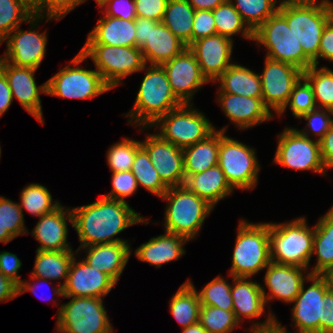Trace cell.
<instances>
[{
	"mask_svg": "<svg viewBox=\"0 0 333 333\" xmlns=\"http://www.w3.org/2000/svg\"><path fill=\"white\" fill-rule=\"evenodd\" d=\"M212 13L215 20L216 34L232 39V35L242 31L243 37L253 40V32L248 26H245L246 24L230 0H226L212 10Z\"/></svg>",
	"mask_w": 333,
	"mask_h": 333,
	"instance_id": "cell-39",
	"label": "cell"
},
{
	"mask_svg": "<svg viewBox=\"0 0 333 333\" xmlns=\"http://www.w3.org/2000/svg\"><path fill=\"white\" fill-rule=\"evenodd\" d=\"M187 241L184 236L165 232L137 247L135 254L140 261L161 267L162 264L178 260L185 253L182 245Z\"/></svg>",
	"mask_w": 333,
	"mask_h": 333,
	"instance_id": "cell-28",
	"label": "cell"
},
{
	"mask_svg": "<svg viewBox=\"0 0 333 333\" xmlns=\"http://www.w3.org/2000/svg\"><path fill=\"white\" fill-rule=\"evenodd\" d=\"M276 4L277 0H273ZM317 0H283L278 7V9L286 7H297V6H308L316 3Z\"/></svg>",
	"mask_w": 333,
	"mask_h": 333,
	"instance_id": "cell-63",
	"label": "cell"
},
{
	"mask_svg": "<svg viewBox=\"0 0 333 333\" xmlns=\"http://www.w3.org/2000/svg\"><path fill=\"white\" fill-rule=\"evenodd\" d=\"M0 70L7 78L13 98L16 97L21 106L43 124L40 93L47 94V82L36 85L34 73L37 69L15 66L0 57Z\"/></svg>",
	"mask_w": 333,
	"mask_h": 333,
	"instance_id": "cell-18",
	"label": "cell"
},
{
	"mask_svg": "<svg viewBox=\"0 0 333 333\" xmlns=\"http://www.w3.org/2000/svg\"><path fill=\"white\" fill-rule=\"evenodd\" d=\"M260 77L263 103L277 114L286 106L295 85L303 78V71L289 63L266 57Z\"/></svg>",
	"mask_w": 333,
	"mask_h": 333,
	"instance_id": "cell-15",
	"label": "cell"
},
{
	"mask_svg": "<svg viewBox=\"0 0 333 333\" xmlns=\"http://www.w3.org/2000/svg\"><path fill=\"white\" fill-rule=\"evenodd\" d=\"M195 9L187 0H168L162 23L187 47L192 43Z\"/></svg>",
	"mask_w": 333,
	"mask_h": 333,
	"instance_id": "cell-34",
	"label": "cell"
},
{
	"mask_svg": "<svg viewBox=\"0 0 333 333\" xmlns=\"http://www.w3.org/2000/svg\"><path fill=\"white\" fill-rule=\"evenodd\" d=\"M303 77L312 86L315 104L321 109L333 111V71L327 67L317 68L313 65L303 71Z\"/></svg>",
	"mask_w": 333,
	"mask_h": 333,
	"instance_id": "cell-40",
	"label": "cell"
},
{
	"mask_svg": "<svg viewBox=\"0 0 333 333\" xmlns=\"http://www.w3.org/2000/svg\"><path fill=\"white\" fill-rule=\"evenodd\" d=\"M21 261L17 256L8 251H2L0 253V272L19 284L22 280L18 274V270L21 268Z\"/></svg>",
	"mask_w": 333,
	"mask_h": 333,
	"instance_id": "cell-54",
	"label": "cell"
},
{
	"mask_svg": "<svg viewBox=\"0 0 333 333\" xmlns=\"http://www.w3.org/2000/svg\"><path fill=\"white\" fill-rule=\"evenodd\" d=\"M13 100L5 74L0 70V117L8 110Z\"/></svg>",
	"mask_w": 333,
	"mask_h": 333,
	"instance_id": "cell-59",
	"label": "cell"
},
{
	"mask_svg": "<svg viewBox=\"0 0 333 333\" xmlns=\"http://www.w3.org/2000/svg\"><path fill=\"white\" fill-rule=\"evenodd\" d=\"M170 312L183 328L199 322L201 302L190 280L182 284L170 301Z\"/></svg>",
	"mask_w": 333,
	"mask_h": 333,
	"instance_id": "cell-36",
	"label": "cell"
},
{
	"mask_svg": "<svg viewBox=\"0 0 333 333\" xmlns=\"http://www.w3.org/2000/svg\"><path fill=\"white\" fill-rule=\"evenodd\" d=\"M195 10H214L226 0H187Z\"/></svg>",
	"mask_w": 333,
	"mask_h": 333,
	"instance_id": "cell-62",
	"label": "cell"
},
{
	"mask_svg": "<svg viewBox=\"0 0 333 333\" xmlns=\"http://www.w3.org/2000/svg\"><path fill=\"white\" fill-rule=\"evenodd\" d=\"M319 57L333 61V19L324 28L319 46L318 59Z\"/></svg>",
	"mask_w": 333,
	"mask_h": 333,
	"instance_id": "cell-56",
	"label": "cell"
},
{
	"mask_svg": "<svg viewBox=\"0 0 333 333\" xmlns=\"http://www.w3.org/2000/svg\"><path fill=\"white\" fill-rule=\"evenodd\" d=\"M156 21L147 18L137 17L135 19L136 28V47H141L148 39L149 25H153Z\"/></svg>",
	"mask_w": 333,
	"mask_h": 333,
	"instance_id": "cell-60",
	"label": "cell"
},
{
	"mask_svg": "<svg viewBox=\"0 0 333 333\" xmlns=\"http://www.w3.org/2000/svg\"><path fill=\"white\" fill-rule=\"evenodd\" d=\"M306 280L313 283L306 290L304 282L292 303V316L298 333H323V313L327 288L319 274L307 273Z\"/></svg>",
	"mask_w": 333,
	"mask_h": 333,
	"instance_id": "cell-14",
	"label": "cell"
},
{
	"mask_svg": "<svg viewBox=\"0 0 333 333\" xmlns=\"http://www.w3.org/2000/svg\"><path fill=\"white\" fill-rule=\"evenodd\" d=\"M161 66L166 72L174 95L183 104H190L194 92L209 82L188 47Z\"/></svg>",
	"mask_w": 333,
	"mask_h": 333,
	"instance_id": "cell-17",
	"label": "cell"
},
{
	"mask_svg": "<svg viewBox=\"0 0 333 333\" xmlns=\"http://www.w3.org/2000/svg\"><path fill=\"white\" fill-rule=\"evenodd\" d=\"M199 323L208 333H230L239 324L233 311L207 305H201Z\"/></svg>",
	"mask_w": 333,
	"mask_h": 333,
	"instance_id": "cell-44",
	"label": "cell"
},
{
	"mask_svg": "<svg viewBox=\"0 0 333 333\" xmlns=\"http://www.w3.org/2000/svg\"><path fill=\"white\" fill-rule=\"evenodd\" d=\"M27 233L19 203L0 197V242H10L18 235Z\"/></svg>",
	"mask_w": 333,
	"mask_h": 333,
	"instance_id": "cell-42",
	"label": "cell"
},
{
	"mask_svg": "<svg viewBox=\"0 0 333 333\" xmlns=\"http://www.w3.org/2000/svg\"><path fill=\"white\" fill-rule=\"evenodd\" d=\"M269 317H267L265 322L262 323H256L251 327L252 333H288L286 329H284L283 326L280 325L279 322H277L274 314L272 313L268 314Z\"/></svg>",
	"mask_w": 333,
	"mask_h": 333,
	"instance_id": "cell-57",
	"label": "cell"
},
{
	"mask_svg": "<svg viewBox=\"0 0 333 333\" xmlns=\"http://www.w3.org/2000/svg\"><path fill=\"white\" fill-rule=\"evenodd\" d=\"M84 1H86V0H84ZM98 4L100 3V2H102L103 0H95Z\"/></svg>",
	"mask_w": 333,
	"mask_h": 333,
	"instance_id": "cell-68",
	"label": "cell"
},
{
	"mask_svg": "<svg viewBox=\"0 0 333 333\" xmlns=\"http://www.w3.org/2000/svg\"><path fill=\"white\" fill-rule=\"evenodd\" d=\"M115 284L107 274L91 267L85 260L76 262L74 257L63 286V296L102 298Z\"/></svg>",
	"mask_w": 333,
	"mask_h": 333,
	"instance_id": "cell-20",
	"label": "cell"
},
{
	"mask_svg": "<svg viewBox=\"0 0 333 333\" xmlns=\"http://www.w3.org/2000/svg\"><path fill=\"white\" fill-rule=\"evenodd\" d=\"M288 105L296 118L317 108L312 86L304 77L295 85L286 106L278 113L280 116Z\"/></svg>",
	"mask_w": 333,
	"mask_h": 333,
	"instance_id": "cell-47",
	"label": "cell"
},
{
	"mask_svg": "<svg viewBox=\"0 0 333 333\" xmlns=\"http://www.w3.org/2000/svg\"><path fill=\"white\" fill-rule=\"evenodd\" d=\"M188 48L193 52L208 81H215L232 64V39L215 34L192 42Z\"/></svg>",
	"mask_w": 333,
	"mask_h": 333,
	"instance_id": "cell-19",
	"label": "cell"
},
{
	"mask_svg": "<svg viewBox=\"0 0 333 333\" xmlns=\"http://www.w3.org/2000/svg\"><path fill=\"white\" fill-rule=\"evenodd\" d=\"M85 261L93 268L107 274L115 283L124 270L130 257V244L127 242L96 244L88 247Z\"/></svg>",
	"mask_w": 333,
	"mask_h": 333,
	"instance_id": "cell-26",
	"label": "cell"
},
{
	"mask_svg": "<svg viewBox=\"0 0 333 333\" xmlns=\"http://www.w3.org/2000/svg\"><path fill=\"white\" fill-rule=\"evenodd\" d=\"M36 259L30 279L48 282L49 280L64 279V283L54 294L63 296V286L66 284L69 268L74 259L72 250L68 251H41L36 250Z\"/></svg>",
	"mask_w": 333,
	"mask_h": 333,
	"instance_id": "cell-29",
	"label": "cell"
},
{
	"mask_svg": "<svg viewBox=\"0 0 333 333\" xmlns=\"http://www.w3.org/2000/svg\"><path fill=\"white\" fill-rule=\"evenodd\" d=\"M168 0H134L137 17L162 22Z\"/></svg>",
	"mask_w": 333,
	"mask_h": 333,
	"instance_id": "cell-53",
	"label": "cell"
},
{
	"mask_svg": "<svg viewBox=\"0 0 333 333\" xmlns=\"http://www.w3.org/2000/svg\"><path fill=\"white\" fill-rule=\"evenodd\" d=\"M216 34L215 20L211 10H195L192 42Z\"/></svg>",
	"mask_w": 333,
	"mask_h": 333,
	"instance_id": "cell-52",
	"label": "cell"
},
{
	"mask_svg": "<svg viewBox=\"0 0 333 333\" xmlns=\"http://www.w3.org/2000/svg\"><path fill=\"white\" fill-rule=\"evenodd\" d=\"M138 186L141 185L150 193L158 197L167 191L168 187L162 182L157 170L153 167L146 150L141 146L136 154L131 167Z\"/></svg>",
	"mask_w": 333,
	"mask_h": 333,
	"instance_id": "cell-38",
	"label": "cell"
},
{
	"mask_svg": "<svg viewBox=\"0 0 333 333\" xmlns=\"http://www.w3.org/2000/svg\"><path fill=\"white\" fill-rule=\"evenodd\" d=\"M319 143L324 168H333V125L319 140Z\"/></svg>",
	"mask_w": 333,
	"mask_h": 333,
	"instance_id": "cell-55",
	"label": "cell"
},
{
	"mask_svg": "<svg viewBox=\"0 0 333 333\" xmlns=\"http://www.w3.org/2000/svg\"><path fill=\"white\" fill-rule=\"evenodd\" d=\"M17 30V31H16ZM6 40L7 50L4 52V61L15 66L32 67L38 69L46 53L47 34L35 30L27 32L17 27Z\"/></svg>",
	"mask_w": 333,
	"mask_h": 333,
	"instance_id": "cell-21",
	"label": "cell"
},
{
	"mask_svg": "<svg viewBox=\"0 0 333 333\" xmlns=\"http://www.w3.org/2000/svg\"><path fill=\"white\" fill-rule=\"evenodd\" d=\"M72 298L58 310L56 330L60 333H113L103 298Z\"/></svg>",
	"mask_w": 333,
	"mask_h": 333,
	"instance_id": "cell-10",
	"label": "cell"
},
{
	"mask_svg": "<svg viewBox=\"0 0 333 333\" xmlns=\"http://www.w3.org/2000/svg\"><path fill=\"white\" fill-rule=\"evenodd\" d=\"M112 185L111 193L102 196L119 201H125L124 198L130 197L138 188L137 180L131 170L112 172Z\"/></svg>",
	"mask_w": 333,
	"mask_h": 333,
	"instance_id": "cell-49",
	"label": "cell"
},
{
	"mask_svg": "<svg viewBox=\"0 0 333 333\" xmlns=\"http://www.w3.org/2000/svg\"><path fill=\"white\" fill-rule=\"evenodd\" d=\"M64 209L66 208L60 205L53 212L39 217V221L31 233L41 243L37 250H72L69 243H67L68 228L66 219L68 218L73 227V213L71 209Z\"/></svg>",
	"mask_w": 333,
	"mask_h": 333,
	"instance_id": "cell-23",
	"label": "cell"
},
{
	"mask_svg": "<svg viewBox=\"0 0 333 333\" xmlns=\"http://www.w3.org/2000/svg\"><path fill=\"white\" fill-rule=\"evenodd\" d=\"M220 131L218 165L225 178L234 189H253L257 184L259 165L254 149L225 136L226 129Z\"/></svg>",
	"mask_w": 333,
	"mask_h": 333,
	"instance_id": "cell-11",
	"label": "cell"
},
{
	"mask_svg": "<svg viewBox=\"0 0 333 333\" xmlns=\"http://www.w3.org/2000/svg\"><path fill=\"white\" fill-rule=\"evenodd\" d=\"M330 113L333 114V111L330 109L322 108V110H320V108H316L304 113L299 118H304L308 121V130H311L312 134L314 133L319 141L333 125V118L331 119Z\"/></svg>",
	"mask_w": 333,
	"mask_h": 333,
	"instance_id": "cell-50",
	"label": "cell"
},
{
	"mask_svg": "<svg viewBox=\"0 0 333 333\" xmlns=\"http://www.w3.org/2000/svg\"><path fill=\"white\" fill-rule=\"evenodd\" d=\"M73 227L78 233L80 247L96 244L127 242L113 236L134 224L142 223L139 216L126 201H119L101 196L94 203L73 208Z\"/></svg>",
	"mask_w": 333,
	"mask_h": 333,
	"instance_id": "cell-1",
	"label": "cell"
},
{
	"mask_svg": "<svg viewBox=\"0 0 333 333\" xmlns=\"http://www.w3.org/2000/svg\"><path fill=\"white\" fill-rule=\"evenodd\" d=\"M230 1L253 33L278 11L273 0H235V3Z\"/></svg>",
	"mask_w": 333,
	"mask_h": 333,
	"instance_id": "cell-41",
	"label": "cell"
},
{
	"mask_svg": "<svg viewBox=\"0 0 333 333\" xmlns=\"http://www.w3.org/2000/svg\"><path fill=\"white\" fill-rule=\"evenodd\" d=\"M87 57H91L96 70L112 89L121 84L122 78L144 70L147 65L139 47L104 44H85L71 64L77 66Z\"/></svg>",
	"mask_w": 333,
	"mask_h": 333,
	"instance_id": "cell-3",
	"label": "cell"
},
{
	"mask_svg": "<svg viewBox=\"0 0 333 333\" xmlns=\"http://www.w3.org/2000/svg\"><path fill=\"white\" fill-rule=\"evenodd\" d=\"M226 116L239 129H246L273 117L262 97H245L237 94L220 93L218 99Z\"/></svg>",
	"mask_w": 333,
	"mask_h": 333,
	"instance_id": "cell-24",
	"label": "cell"
},
{
	"mask_svg": "<svg viewBox=\"0 0 333 333\" xmlns=\"http://www.w3.org/2000/svg\"><path fill=\"white\" fill-rule=\"evenodd\" d=\"M270 262L269 223L253 224L241 220L229 276L250 278Z\"/></svg>",
	"mask_w": 333,
	"mask_h": 333,
	"instance_id": "cell-6",
	"label": "cell"
},
{
	"mask_svg": "<svg viewBox=\"0 0 333 333\" xmlns=\"http://www.w3.org/2000/svg\"><path fill=\"white\" fill-rule=\"evenodd\" d=\"M20 199L19 206L22 213L25 208L28 213L38 217L53 212L61 205L58 201L52 204V196L48 189L35 183L23 188Z\"/></svg>",
	"mask_w": 333,
	"mask_h": 333,
	"instance_id": "cell-43",
	"label": "cell"
},
{
	"mask_svg": "<svg viewBox=\"0 0 333 333\" xmlns=\"http://www.w3.org/2000/svg\"><path fill=\"white\" fill-rule=\"evenodd\" d=\"M220 131L215 130L205 140L183 150L185 179L218 165Z\"/></svg>",
	"mask_w": 333,
	"mask_h": 333,
	"instance_id": "cell-32",
	"label": "cell"
},
{
	"mask_svg": "<svg viewBox=\"0 0 333 333\" xmlns=\"http://www.w3.org/2000/svg\"><path fill=\"white\" fill-rule=\"evenodd\" d=\"M231 295L233 312L238 322L241 317H261L266 305L260 284L248 281L245 277H233Z\"/></svg>",
	"mask_w": 333,
	"mask_h": 333,
	"instance_id": "cell-30",
	"label": "cell"
},
{
	"mask_svg": "<svg viewBox=\"0 0 333 333\" xmlns=\"http://www.w3.org/2000/svg\"><path fill=\"white\" fill-rule=\"evenodd\" d=\"M190 106V104H182L159 117L151 125L160 126L161 131L157 134L181 149L205 140L215 131V127L205 115Z\"/></svg>",
	"mask_w": 333,
	"mask_h": 333,
	"instance_id": "cell-9",
	"label": "cell"
},
{
	"mask_svg": "<svg viewBox=\"0 0 333 333\" xmlns=\"http://www.w3.org/2000/svg\"><path fill=\"white\" fill-rule=\"evenodd\" d=\"M18 296V284L0 272V302L12 300Z\"/></svg>",
	"mask_w": 333,
	"mask_h": 333,
	"instance_id": "cell-58",
	"label": "cell"
},
{
	"mask_svg": "<svg viewBox=\"0 0 333 333\" xmlns=\"http://www.w3.org/2000/svg\"><path fill=\"white\" fill-rule=\"evenodd\" d=\"M37 287V285H31L30 283H27V281H21L18 284V296H20L21 294H23L25 291H31L35 294V291L33 289H35Z\"/></svg>",
	"mask_w": 333,
	"mask_h": 333,
	"instance_id": "cell-66",
	"label": "cell"
},
{
	"mask_svg": "<svg viewBox=\"0 0 333 333\" xmlns=\"http://www.w3.org/2000/svg\"><path fill=\"white\" fill-rule=\"evenodd\" d=\"M183 103L174 95L166 72L161 65H150L142 80L133 109L126 115L137 125H151Z\"/></svg>",
	"mask_w": 333,
	"mask_h": 333,
	"instance_id": "cell-2",
	"label": "cell"
},
{
	"mask_svg": "<svg viewBox=\"0 0 333 333\" xmlns=\"http://www.w3.org/2000/svg\"><path fill=\"white\" fill-rule=\"evenodd\" d=\"M294 35L299 39L304 54L318 65L321 37L325 26L333 19V5L328 0L308 6L278 9Z\"/></svg>",
	"mask_w": 333,
	"mask_h": 333,
	"instance_id": "cell-7",
	"label": "cell"
},
{
	"mask_svg": "<svg viewBox=\"0 0 333 333\" xmlns=\"http://www.w3.org/2000/svg\"><path fill=\"white\" fill-rule=\"evenodd\" d=\"M317 264L310 274L333 269V206L314 227L313 251Z\"/></svg>",
	"mask_w": 333,
	"mask_h": 333,
	"instance_id": "cell-35",
	"label": "cell"
},
{
	"mask_svg": "<svg viewBox=\"0 0 333 333\" xmlns=\"http://www.w3.org/2000/svg\"><path fill=\"white\" fill-rule=\"evenodd\" d=\"M25 1L28 2L32 6L36 0H25Z\"/></svg>",
	"mask_w": 333,
	"mask_h": 333,
	"instance_id": "cell-67",
	"label": "cell"
},
{
	"mask_svg": "<svg viewBox=\"0 0 333 333\" xmlns=\"http://www.w3.org/2000/svg\"><path fill=\"white\" fill-rule=\"evenodd\" d=\"M324 280L327 288V292L333 295V269L326 270L319 274Z\"/></svg>",
	"mask_w": 333,
	"mask_h": 333,
	"instance_id": "cell-64",
	"label": "cell"
},
{
	"mask_svg": "<svg viewBox=\"0 0 333 333\" xmlns=\"http://www.w3.org/2000/svg\"><path fill=\"white\" fill-rule=\"evenodd\" d=\"M39 19L40 17L33 16L32 6L25 0H0V45L20 23L30 22L35 27V22Z\"/></svg>",
	"mask_w": 333,
	"mask_h": 333,
	"instance_id": "cell-37",
	"label": "cell"
},
{
	"mask_svg": "<svg viewBox=\"0 0 333 333\" xmlns=\"http://www.w3.org/2000/svg\"><path fill=\"white\" fill-rule=\"evenodd\" d=\"M323 313V333H333V295L328 292L325 295Z\"/></svg>",
	"mask_w": 333,
	"mask_h": 333,
	"instance_id": "cell-61",
	"label": "cell"
},
{
	"mask_svg": "<svg viewBox=\"0 0 333 333\" xmlns=\"http://www.w3.org/2000/svg\"><path fill=\"white\" fill-rule=\"evenodd\" d=\"M187 46L181 42L162 22L149 25L146 42L140 47L146 64L163 65L180 54Z\"/></svg>",
	"mask_w": 333,
	"mask_h": 333,
	"instance_id": "cell-25",
	"label": "cell"
},
{
	"mask_svg": "<svg viewBox=\"0 0 333 333\" xmlns=\"http://www.w3.org/2000/svg\"><path fill=\"white\" fill-rule=\"evenodd\" d=\"M184 185L213 207L219 200L225 198L233 191L219 165L203 172L189 175L185 179Z\"/></svg>",
	"mask_w": 333,
	"mask_h": 333,
	"instance_id": "cell-31",
	"label": "cell"
},
{
	"mask_svg": "<svg viewBox=\"0 0 333 333\" xmlns=\"http://www.w3.org/2000/svg\"><path fill=\"white\" fill-rule=\"evenodd\" d=\"M98 5L100 8L106 6L105 16L123 20H135L137 18L134 0H103Z\"/></svg>",
	"mask_w": 333,
	"mask_h": 333,
	"instance_id": "cell-51",
	"label": "cell"
},
{
	"mask_svg": "<svg viewBox=\"0 0 333 333\" xmlns=\"http://www.w3.org/2000/svg\"><path fill=\"white\" fill-rule=\"evenodd\" d=\"M135 20L103 16L89 33L85 44L136 47Z\"/></svg>",
	"mask_w": 333,
	"mask_h": 333,
	"instance_id": "cell-27",
	"label": "cell"
},
{
	"mask_svg": "<svg viewBox=\"0 0 333 333\" xmlns=\"http://www.w3.org/2000/svg\"><path fill=\"white\" fill-rule=\"evenodd\" d=\"M140 144L168 188L184 185V156L181 148L162 139L158 134H148Z\"/></svg>",
	"mask_w": 333,
	"mask_h": 333,
	"instance_id": "cell-16",
	"label": "cell"
},
{
	"mask_svg": "<svg viewBox=\"0 0 333 333\" xmlns=\"http://www.w3.org/2000/svg\"><path fill=\"white\" fill-rule=\"evenodd\" d=\"M46 82L47 94L69 99L93 98L112 89L96 69L71 68L70 65Z\"/></svg>",
	"mask_w": 333,
	"mask_h": 333,
	"instance_id": "cell-13",
	"label": "cell"
},
{
	"mask_svg": "<svg viewBox=\"0 0 333 333\" xmlns=\"http://www.w3.org/2000/svg\"><path fill=\"white\" fill-rule=\"evenodd\" d=\"M161 198L168 200L165 231L184 236L189 241L196 237L205 218L213 209L212 205L185 185L168 188Z\"/></svg>",
	"mask_w": 333,
	"mask_h": 333,
	"instance_id": "cell-5",
	"label": "cell"
},
{
	"mask_svg": "<svg viewBox=\"0 0 333 333\" xmlns=\"http://www.w3.org/2000/svg\"><path fill=\"white\" fill-rule=\"evenodd\" d=\"M266 268L267 272L264 281L270 293L266 296L264 288L261 287L265 303L275 298L286 303H292L300 293L301 286L305 280L302 272L306 268L278 264L272 261Z\"/></svg>",
	"mask_w": 333,
	"mask_h": 333,
	"instance_id": "cell-22",
	"label": "cell"
},
{
	"mask_svg": "<svg viewBox=\"0 0 333 333\" xmlns=\"http://www.w3.org/2000/svg\"><path fill=\"white\" fill-rule=\"evenodd\" d=\"M220 81L219 93L237 94L245 97H262L261 77L250 69L231 64L216 80Z\"/></svg>",
	"mask_w": 333,
	"mask_h": 333,
	"instance_id": "cell-33",
	"label": "cell"
},
{
	"mask_svg": "<svg viewBox=\"0 0 333 333\" xmlns=\"http://www.w3.org/2000/svg\"><path fill=\"white\" fill-rule=\"evenodd\" d=\"M270 260L308 269L312 257L314 228L301 217L284 224L269 223Z\"/></svg>",
	"mask_w": 333,
	"mask_h": 333,
	"instance_id": "cell-4",
	"label": "cell"
},
{
	"mask_svg": "<svg viewBox=\"0 0 333 333\" xmlns=\"http://www.w3.org/2000/svg\"><path fill=\"white\" fill-rule=\"evenodd\" d=\"M231 288L232 285L227 280L225 281L223 277L214 278L198 293L201 305L233 311Z\"/></svg>",
	"mask_w": 333,
	"mask_h": 333,
	"instance_id": "cell-45",
	"label": "cell"
},
{
	"mask_svg": "<svg viewBox=\"0 0 333 333\" xmlns=\"http://www.w3.org/2000/svg\"><path fill=\"white\" fill-rule=\"evenodd\" d=\"M298 40L278 11L253 33V41L267 48V58L289 63L305 71L313 66V62L304 54Z\"/></svg>",
	"mask_w": 333,
	"mask_h": 333,
	"instance_id": "cell-8",
	"label": "cell"
},
{
	"mask_svg": "<svg viewBox=\"0 0 333 333\" xmlns=\"http://www.w3.org/2000/svg\"><path fill=\"white\" fill-rule=\"evenodd\" d=\"M141 147L140 141L124 138L114 144L107 152V163L112 172L130 171L137 150Z\"/></svg>",
	"mask_w": 333,
	"mask_h": 333,
	"instance_id": "cell-46",
	"label": "cell"
},
{
	"mask_svg": "<svg viewBox=\"0 0 333 333\" xmlns=\"http://www.w3.org/2000/svg\"><path fill=\"white\" fill-rule=\"evenodd\" d=\"M304 130L285 128L278 137L274 162L286 168L313 170L325 176L318 140L310 139Z\"/></svg>",
	"mask_w": 333,
	"mask_h": 333,
	"instance_id": "cell-12",
	"label": "cell"
},
{
	"mask_svg": "<svg viewBox=\"0 0 333 333\" xmlns=\"http://www.w3.org/2000/svg\"><path fill=\"white\" fill-rule=\"evenodd\" d=\"M84 0H36L32 5L33 16L43 19V13L47 12V21L61 19ZM42 12V13H41Z\"/></svg>",
	"mask_w": 333,
	"mask_h": 333,
	"instance_id": "cell-48",
	"label": "cell"
},
{
	"mask_svg": "<svg viewBox=\"0 0 333 333\" xmlns=\"http://www.w3.org/2000/svg\"><path fill=\"white\" fill-rule=\"evenodd\" d=\"M182 333H208L206 329L198 322L194 325L183 328Z\"/></svg>",
	"mask_w": 333,
	"mask_h": 333,
	"instance_id": "cell-65",
	"label": "cell"
}]
</instances>
